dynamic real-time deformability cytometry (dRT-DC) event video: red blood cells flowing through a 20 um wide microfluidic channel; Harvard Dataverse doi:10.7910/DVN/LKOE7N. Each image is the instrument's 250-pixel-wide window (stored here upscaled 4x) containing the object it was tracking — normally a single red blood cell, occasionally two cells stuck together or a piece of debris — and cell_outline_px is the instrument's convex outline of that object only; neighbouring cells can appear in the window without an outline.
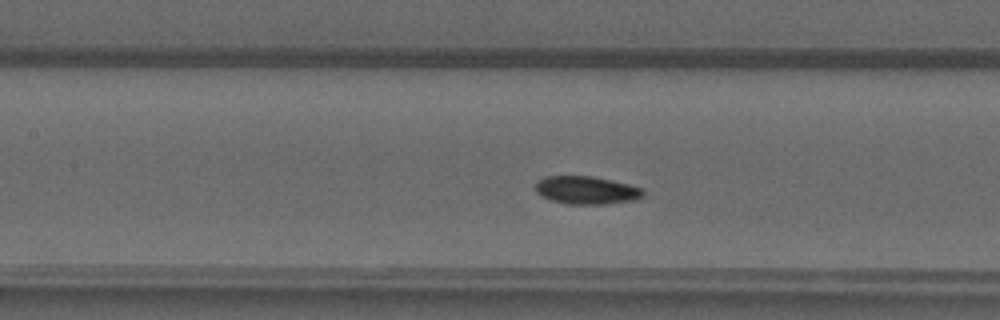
{"species": "common noctule bat (a hibernating species)", "species_latin": "Nyctalus noctula", "temperature_condition": "warm", "stored_images_in_passage": 42, "camera_frame_rate_fps": 3000, "um_per_image_px": 0.085, "animal": {"sex": "male", "forearm_length_mm": 52.5}, "frame": {"image": 1, "passage_image": 15, "time_ms": 4.667, "image_size_px": [1000, 320], "cell_outline_px": [[644, 196], [636, 200], [608, 204], [568, 204], [552, 200], [536, 192], [536, 180], [544, 176], [592, 176], [612, 180], [644, 188]], "centroid_in_image_um": [49.89, 16.16], "position_along_channel_um": 157.5, "area_um2": 17.69}}
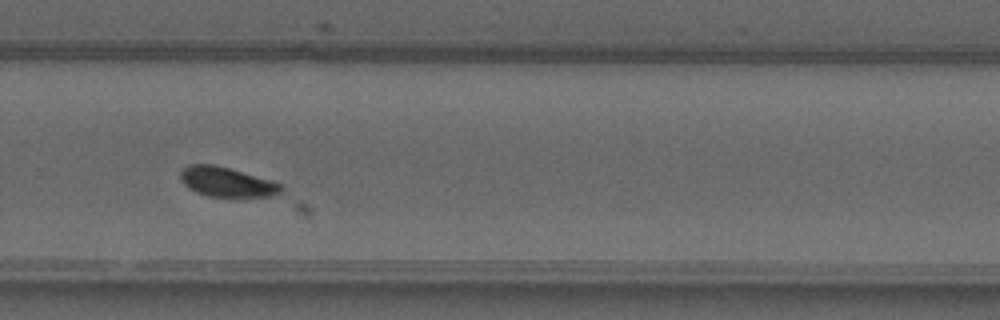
{"frame": {"image": 2, "passage_image": 26, "time_ms": 8.333, "image_size_px": [1000, 320], "cell_outline_px": [[284, 192], [272, 196], [208, 196], [196, 192], [188, 188], [180, 180], [180, 172], [188, 164], [216, 164], [272, 180], [284, 184]], "centroid_in_image_um": [19.31, 15.45], "position_along_channel_um": 310.5, "area_um2": 17.63}}
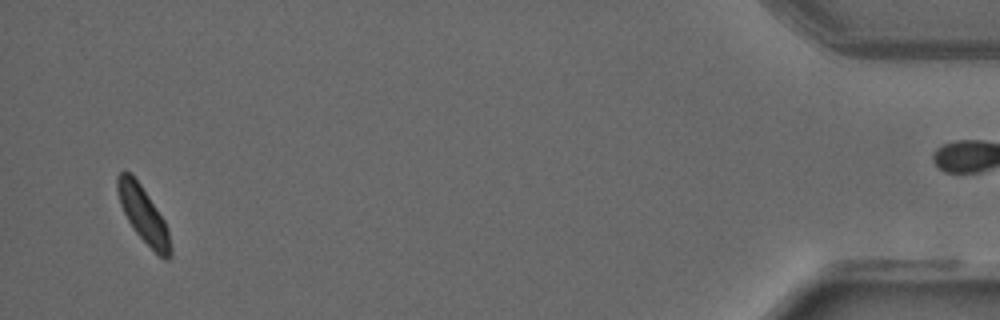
{"frame": {"image": 3, "passage_image": 40, "time_ms": 13.0, "image_size_px": [1000, 320], "cell_outline_px": [[172, 256], [168, 260], [164, 260], [136, 232], [128, 220], [120, 204], [116, 188], [116, 176], [120, 172], [132, 172], [164, 220], [168, 232], [172, 248]], "centroid_in_image_um": [12.18, 18.23], "position_along_channel_um": 423.0, "area_um2": 16.99}}